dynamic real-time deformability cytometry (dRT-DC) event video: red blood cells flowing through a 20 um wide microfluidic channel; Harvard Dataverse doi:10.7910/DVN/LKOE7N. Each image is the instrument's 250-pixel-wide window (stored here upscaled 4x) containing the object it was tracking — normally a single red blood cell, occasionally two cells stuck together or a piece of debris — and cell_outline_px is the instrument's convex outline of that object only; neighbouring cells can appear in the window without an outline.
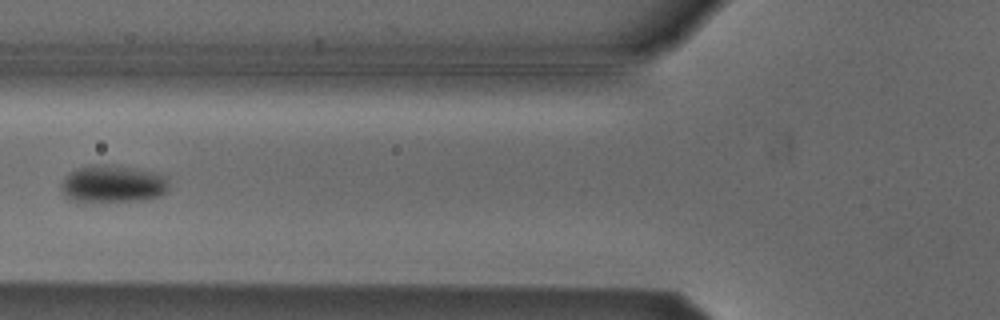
{"species": "Egyptian fruit bat (a non-hibernating species)", "species_latin": "Rousettus aegyptiacus", "temperature_condition": "cold", "stored_images_in_passage": 5, "camera_frame_rate_fps": 3000, "um_per_image_px": 0.085, "animal": {"sex": "male"}, "frame": {"image": 1, "passage_image": 5, "time_ms": 1.333, "image_size_px": [1000, 320], "cell_outline_px": [[168, 192], [160, 196], [144, 200], [84, 204], [68, 200], [64, 196], [60, 188], [60, 184], [68, 172], [88, 164], [112, 164], [152, 172], [168, 176]], "centroid_in_image_um": [9.53, 15.67], "position_along_channel_um": 116.3, "area_um2": 24.62}}